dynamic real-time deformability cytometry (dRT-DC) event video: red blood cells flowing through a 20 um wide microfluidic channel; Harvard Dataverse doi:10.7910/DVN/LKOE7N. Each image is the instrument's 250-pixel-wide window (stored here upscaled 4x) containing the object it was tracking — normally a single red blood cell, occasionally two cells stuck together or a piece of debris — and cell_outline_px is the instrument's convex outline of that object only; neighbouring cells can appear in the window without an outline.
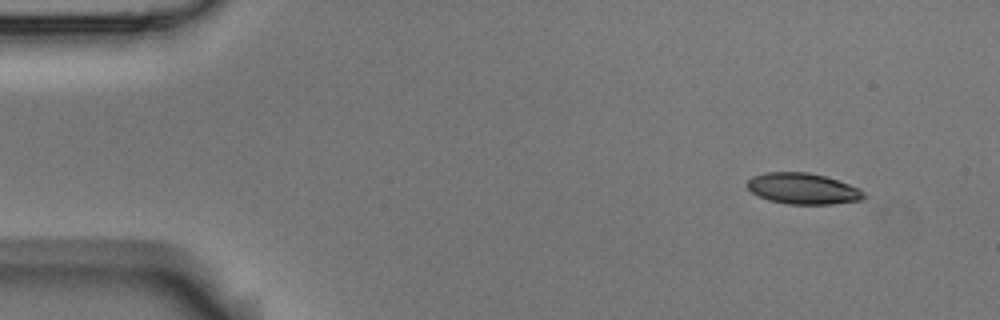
{"species": "Egyptian fruit bat (a non-hibernating species)", "species_latin": "Rousettus aegyptiacus", "temperature_condition": "room temperature", "stored_images_in_passage": 6, "camera_frame_rate_fps": 3000, "um_per_image_px": 0.085, "animal": {"sex": "male"}, "frame": {"image": 1, "passage_image": 1, "time_ms": 0.0, "image_size_px": [1000, 320], "cell_outline_px": [[868, 196], [860, 200], [832, 204], [788, 204], [768, 200], [752, 192], [748, 188], [748, 180], [752, 176], [764, 172], [808, 172], [824, 176], [860, 188]], "centroid_in_image_um": [68.26, 16.03], "position_along_channel_um": 16.7, "area_um2": 21.04}}
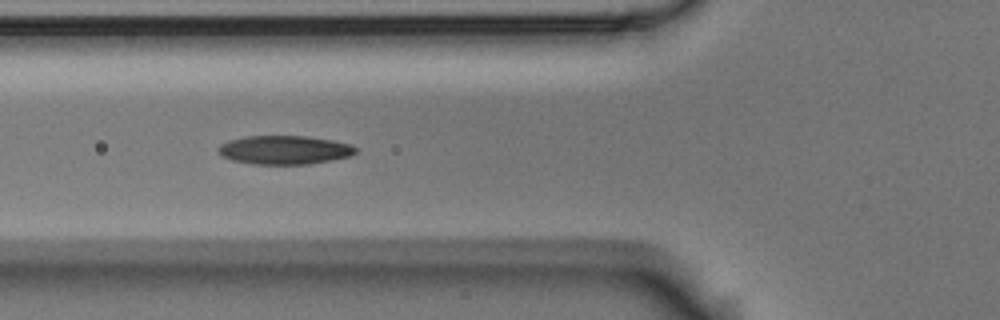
{"frame": {"image": 2, "passage_image": 5, "time_ms": 1.333, "image_size_px": [1000, 320], "cell_outline_px": [[360, 148], [352, 156], [308, 164], [252, 164], [232, 160], [220, 156], [216, 152], [216, 148], [220, 144], [228, 140], [244, 136], [308, 136], [332, 140], [352, 144]], "centroid_in_image_um": [24.16, 12.74], "position_along_channel_um": 101.6, "area_um2": 23.41}}
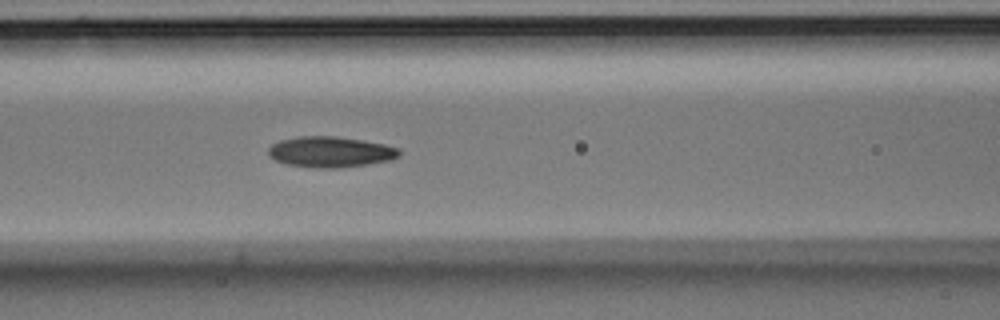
{"frame": {"image": 3, "passage_image": 6, "time_ms": 1.667, "image_size_px": [1000, 320], "cell_outline_px": [[400, 156], [392, 160], [340, 168], [312, 168], [288, 164], [276, 160], [268, 152], [268, 148], [272, 144], [280, 140], [296, 136], [336, 136], [384, 144], [400, 148]], "centroid_in_image_um": [28.11, 12.91], "position_along_channel_um": 138.5, "area_um2": 23.47}}